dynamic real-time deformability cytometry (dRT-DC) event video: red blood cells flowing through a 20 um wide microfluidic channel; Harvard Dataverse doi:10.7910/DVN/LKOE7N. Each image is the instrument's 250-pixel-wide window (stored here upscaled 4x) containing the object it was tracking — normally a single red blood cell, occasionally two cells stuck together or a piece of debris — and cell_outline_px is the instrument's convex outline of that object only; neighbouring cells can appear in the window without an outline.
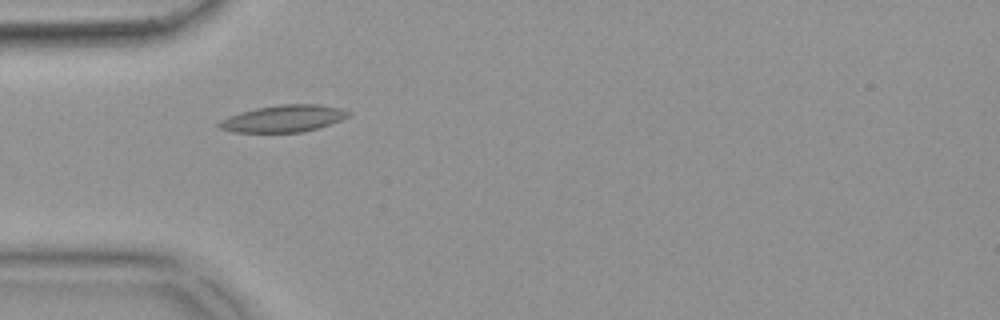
{"species": "common noctule bat (a hibernating species)", "species_latin": "Nyctalus noctula", "temperature_condition": "warm", "stored_images_in_passage": 38, "camera_frame_rate_fps": 3000, "um_per_image_px": 0.085, "animal": {"sex": "female", "body_mass_g": 18.4}, "frame": {"image": 1, "passage_image": 1, "time_ms": 0.0, "image_size_px": [1000, 320], "cell_outline_px": [[352, 112], [348, 116], [340, 120], [316, 128], [300, 132], [232, 132], [220, 128], [216, 124], [220, 120], [228, 116], [240, 112], [256, 108], [280, 104], [320, 104], [340, 108]], "centroid_in_image_um": [24.06, 10.07], "position_along_channel_um": 60.9, "area_um2": 20.17}}
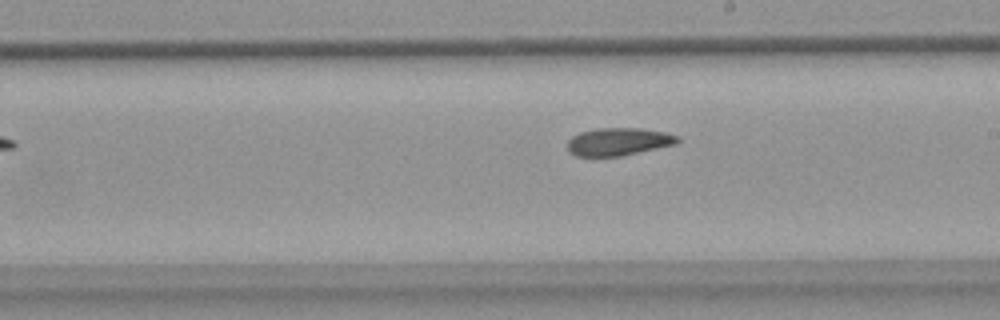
{"frame": {"image": 2, "passage_image": 15, "time_ms": 4.667, "image_size_px": [1000, 320], "cell_outline_px": [[680, 140], [676, 144], [620, 156], [576, 156], [568, 152], [568, 140], [572, 136], [580, 132], [596, 128], [640, 128], [664, 132], [680, 136]], "centroid_in_image_um": [52.56, 12.04], "position_along_channel_um": 236.4, "area_um2": 17.8}}
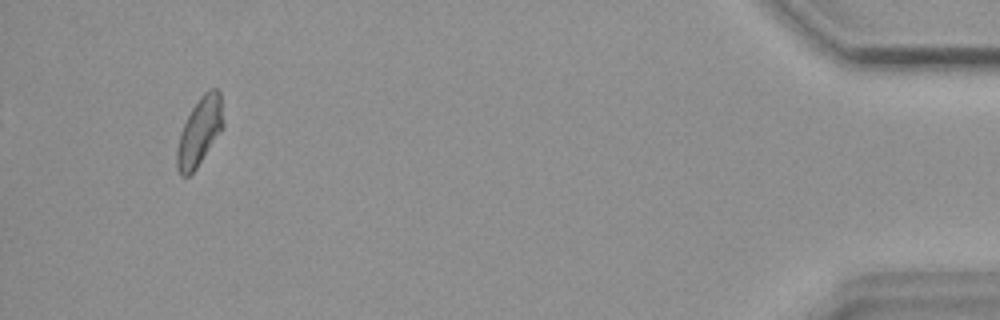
{"frame": {"image": 3, "passage_image": 35, "time_ms": 11.333, "image_size_px": [1000, 320], "cell_outline_px": [[224, 128], [196, 168], [188, 176], [180, 176], [176, 168], [176, 148], [180, 132], [192, 108], [204, 92], [208, 88], [216, 88], [220, 92], [224, 120]], "centroid_in_image_um": [16.97, 11.19], "position_along_channel_um": 418.2, "area_um2": 18.55}, "authors_computed_cell_mechanics": {"area_um2": 18.2937, "velocity_mm_per_s": 3.8208, "shape_relaxation_time_tau1_ms": null, "shape_relaxation_time_tau2_ms": 3.8647, "deformation_change_tau1": null, "deformation_change_tau2": 0.1015}}